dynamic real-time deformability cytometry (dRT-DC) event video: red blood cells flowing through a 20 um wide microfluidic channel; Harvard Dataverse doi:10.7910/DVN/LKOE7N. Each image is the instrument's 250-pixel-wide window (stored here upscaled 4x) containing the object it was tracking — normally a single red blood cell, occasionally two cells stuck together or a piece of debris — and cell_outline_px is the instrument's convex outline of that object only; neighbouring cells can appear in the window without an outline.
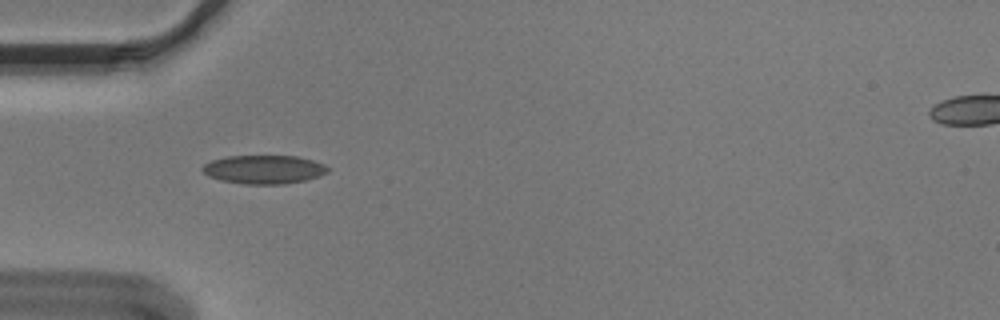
{"species": "Egyptian fruit bat (a non-hibernating species)", "species_latin": "Rousettus aegyptiacus", "temperature_condition": "cold", "stored_images_in_passage": 7, "camera_frame_rate_fps": 3000, "um_per_image_px": 0.085, "animal": {"sex": "male"}, "frame": {"image": 1, "passage_image": 1, "time_ms": 0.0, "image_size_px": [1000, 320], "cell_outline_px": [[328, 172], [320, 176], [304, 180], [284, 184], [244, 184], [220, 180], [208, 176], [200, 168], [204, 164], [212, 160], [228, 156], [296, 156], [312, 160], [324, 164], [328, 168]], "centroid_in_image_um": [22.42, 14.4], "position_along_channel_um": 62.6, "area_um2": 20.87}}
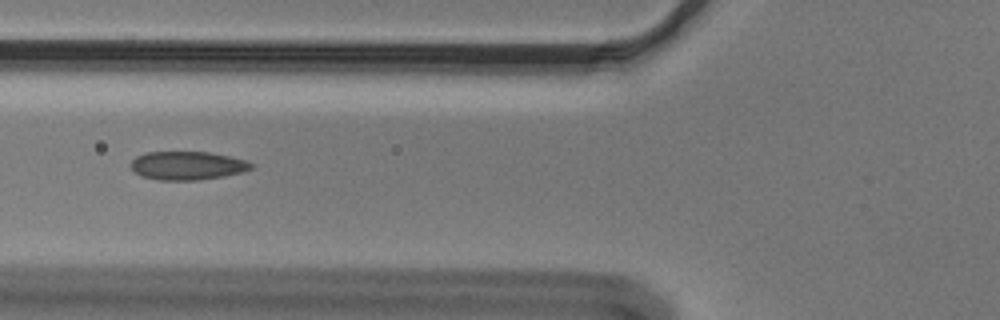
{"frame": {"image": 2, "passage_image": 5, "time_ms": 1.333, "image_size_px": [1000, 320], "cell_outline_px": [[256, 164], [252, 168], [244, 172], [224, 176], [196, 180], [160, 180], [144, 176], [136, 172], [128, 164], [136, 156], [144, 152], [212, 152], [248, 160]], "centroid_in_image_um": [15.98, 14.06], "position_along_channel_um": 109.8, "area_um2": 20.17}}